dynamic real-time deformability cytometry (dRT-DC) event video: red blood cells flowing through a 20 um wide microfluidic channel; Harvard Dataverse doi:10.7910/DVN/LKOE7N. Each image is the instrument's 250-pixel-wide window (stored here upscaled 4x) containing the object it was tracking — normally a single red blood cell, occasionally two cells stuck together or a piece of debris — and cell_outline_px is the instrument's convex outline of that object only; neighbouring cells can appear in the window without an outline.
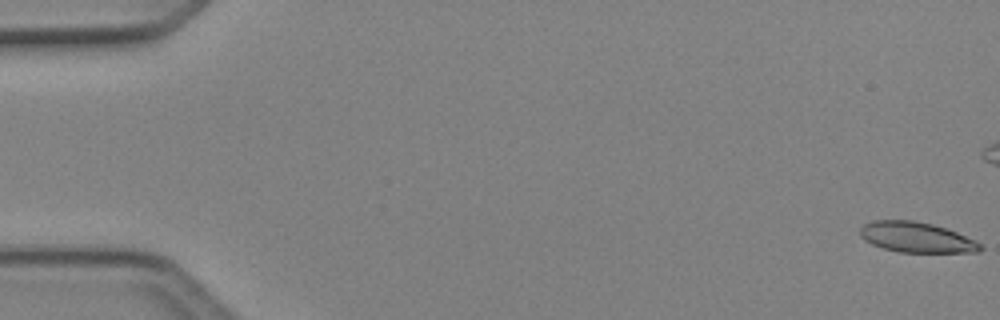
{"species": "Egyptian fruit bat (a non-hibernating species)", "species_latin": "Rousettus aegyptiacus", "temperature_condition": "cold", "stored_images_in_passage": 51, "camera_frame_rate_fps": 3000, "um_per_image_px": 0.085, "animal": {"sex": "female"}, "frame": {"image": 1, "passage_image": 1, "time_ms": 0.0, "image_size_px": [1000, 320], "cell_outline_px": [[984, 248], [980, 252], [900, 252], [884, 248], [872, 244], [864, 240], [860, 236], [860, 228], [864, 224], [872, 220], [912, 220], [932, 224], [948, 228], [976, 240]], "centroid_in_image_um": [77.92, 20.16], "position_along_channel_um": 7.1, "area_um2": 21.39}}
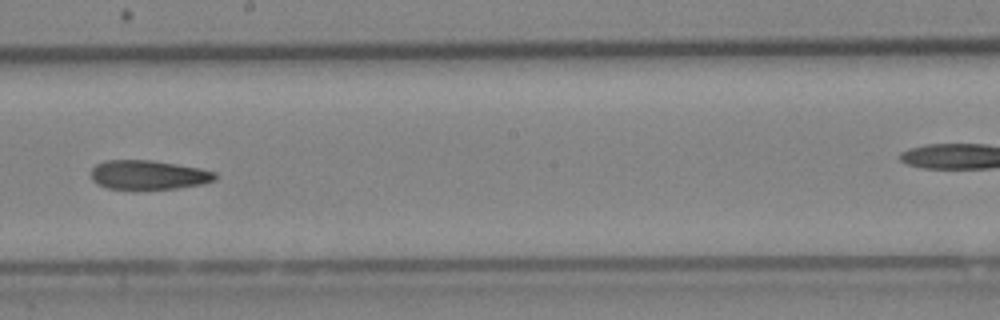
{"frame": {"image": 2, "passage_image": 29, "time_ms": 9.333, "image_size_px": [1000, 320], "cell_outline_px": [[216, 180], [204, 184], [176, 188], [140, 192], [136, 192], [108, 188], [96, 184], [92, 180], [92, 168], [96, 164], [108, 160], [152, 160], [200, 168], [216, 172]], "centroid_in_image_um": [12.61, 14.91], "position_along_channel_um": 235.6, "area_um2": 21.96}}
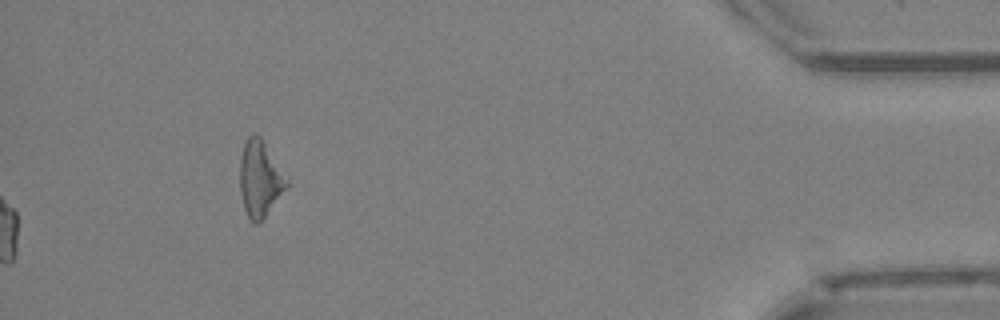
{"frame": {"image": 3, "passage_image": 51, "time_ms": 16.667, "image_size_px": [1000, 320], "cell_outline_px": [[288, 188], [260, 224], [252, 224], [248, 220], [244, 208], [240, 192], [240, 160], [244, 144], [248, 136], [260, 136], [288, 180]], "centroid_in_image_um": [22.09, 15.3], "position_along_channel_um": 413.1, "area_um2": 20.81}, "authors_computed_cell_mechanics": {"area_um2": 21.9062, "velocity_mm_per_s": 4.1695, "shape_relaxation_time_tau1_ms": null, "shape_relaxation_time_tau2_ms": 11.172, "deformation_change_tau1": null, "deformation_change_tau2": 0.2257}}